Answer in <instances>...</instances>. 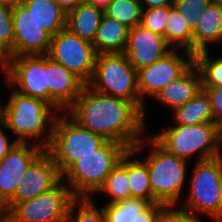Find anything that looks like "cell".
Listing matches in <instances>:
<instances>
[{
  "label": "cell",
  "instance_id": "cell-27",
  "mask_svg": "<svg viewBox=\"0 0 222 222\" xmlns=\"http://www.w3.org/2000/svg\"><path fill=\"white\" fill-rule=\"evenodd\" d=\"M151 203L140 198H129L117 203L103 205L106 222H135L137 214Z\"/></svg>",
  "mask_w": 222,
  "mask_h": 222
},
{
  "label": "cell",
  "instance_id": "cell-6",
  "mask_svg": "<svg viewBox=\"0 0 222 222\" xmlns=\"http://www.w3.org/2000/svg\"><path fill=\"white\" fill-rule=\"evenodd\" d=\"M107 140L82 127L67 112L56 116L50 145L45 149L63 175L78 158L94 153Z\"/></svg>",
  "mask_w": 222,
  "mask_h": 222
},
{
  "label": "cell",
  "instance_id": "cell-46",
  "mask_svg": "<svg viewBox=\"0 0 222 222\" xmlns=\"http://www.w3.org/2000/svg\"><path fill=\"white\" fill-rule=\"evenodd\" d=\"M2 124V113H1V109H0V125Z\"/></svg>",
  "mask_w": 222,
  "mask_h": 222
},
{
  "label": "cell",
  "instance_id": "cell-2",
  "mask_svg": "<svg viewBox=\"0 0 222 222\" xmlns=\"http://www.w3.org/2000/svg\"><path fill=\"white\" fill-rule=\"evenodd\" d=\"M10 91L6 105L2 107L0 103L4 129L11 130L18 142L32 139L31 142L46 149L58 111L45 100L22 95L14 89Z\"/></svg>",
  "mask_w": 222,
  "mask_h": 222
},
{
  "label": "cell",
  "instance_id": "cell-28",
  "mask_svg": "<svg viewBox=\"0 0 222 222\" xmlns=\"http://www.w3.org/2000/svg\"><path fill=\"white\" fill-rule=\"evenodd\" d=\"M104 14L132 29L141 23L142 6L138 0H112Z\"/></svg>",
  "mask_w": 222,
  "mask_h": 222
},
{
  "label": "cell",
  "instance_id": "cell-35",
  "mask_svg": "<svg viewBox=\"0 0 222 222\" xmlns=\"http://www.w3.org/2000/svg\"><path fill=\"white\" fill-rule=\"evenodd\" d=\"M207 93L214 117V123L219 126L222 123V87H202Z\"/></svg>",
  "mask_w": 222,
  "mask_h": 222
},
{
  "label": "cell",
  "instance_id": "cell-1",
  "mask_svg": "<svg viewBox=\"0 0 222 222\" xmlns=\"http://www.w3.org/2000/svg\"><path fill=\"white\" fill-rule=\"evenodd\" d=\"M67 111L82 127L129 149L146 133L143 113L132 102L103 95L87 85Z\"/></svg>",
  "mask_w": 222,
  "mask_h": 222
},
{
  "label": "cell",
  "instance_id": "cell-24",
  "mask_svg": "<svg viewBox=\"0 0 222 222\" xmlns=\"http://www.w3.org/2000/svg\"><path fill=\"white\" fill-rule=\"evenodd\" d=\"M96 193H105V196L108 195L109 198L111 197L108 199L107 204L131 198L128 178V151L106 177L104 184Z\"/></svg>",
  "mask_w": 222,
  "mask_h": 222
},
{
  "label": "cell",
  "instance_id": "cell-15",
  "mask_svg": "<svg viewBox=\"0 0 222 222\" xmlns=\"http://www.w3.org/2000/svg\"><path fill=\"white\" fill-rule=\"evenodd\" d=\"M27 176L17 184L14 197L7 203L10 209L17 203L49 191L62 180L57 164L46 150L27 167Z\"/></svg>",
  "mask_w": 222,
  "mask_h": 222
},
{
  "label": "cell",
  "instance_id": "cell-11",
  "mask_svg": "<svg viewBox=\"0 0 222 222\" xmlns=\"http://www.w3.org/2000/svg\"><path fill=\"white\" fill-rule=\"evenodd\" d=\"M178 50L180 49H172L163 58L137 70L138 91L144 103L146 97L154 98L167 84L179 78L194 64L191 52L185 50L182 57Z\"/></svg>",
  "mask_w": 222,
  "mask_h": 222
},
{
  "label": "cell",
  "instance_id": "cell-23",
  "mask_svg": "<svg viewBox=\"0 0 222 222\" xmlns=\"http://www.w3.org/2000/svg\"><path fill=\"white\" fill-rule=\"evenodd\" d=\"M171 112H173V124L189 126L201 123H214L209 97L203 89H200L189 102L175 108Z\"/></svg>",
  "mask_w": 222,
  "mask_h": 222
},
{
  "label": "cell",
  "instance_id": "cell-44",
  "mask_svg": "<svg viewBox=\"0 0 222 222\" xmlns=\"http://www.w3.org/2000/svg\"><path fill=\"white\" fill-rule=\"evenodd\" d=\"M218 146L220 154H222V123L218 126Z\"/></svg>",
  "mask_w": 222,
  "mask_h": 222
},
{
  "label": "cell",
  "instance_id": "cell-9",
  "mask_svg": "<svg viewBox=\"0 0 222 222\" xmlns=\"http://www.w3.org/2000/svg\"><path fill=\"white\" fill-rule=\"evenodd\" d=\"M76 198L61 180L49 191L15 204L10 209V222H66L69 207Z\"/></svg>",
  "mask_w": 222,
  "mask_h": 222
},
{
  "label": "cell",
  "instance_id": "cell-16",
  "mask_svg": "<svg viewBox=\"0 0 222 222\" xmlns=\"http://www.w3.org/2000/svg\"><path fill=\"white\" fill-rule=\"evenodd\" d=\"M48 103L58 113L67 112L86 85L73 72L46 55Z\"/></svg>",
  "mask_w": 222,
  "mask_h": 222
},
{
  "label": "cell",
  "instance_id": "cell-34",
  "mask_svg": "<svg viewBox=\"0 0 222 222\" xmlns=\"http://www.w3.org/2000/svg\"><path fill=\"white\" fill-rule=\"evenodd\" d=\"M0 42L6 46L13 57V20L12 9L0 4Z\"/></svg>",
  "mask_w": 222,
  "mask_h": 222
},
{
  "label": "cell",
  "instance_id": "cell-41",
  "mask_svg": "<svg viewBox=\"0 0 222 222\" xmlns=\"http://www.w3.org/2000/svg\"><path fill=\"white\" fill-rule=\"evenodd\" d=\"M0 222H10V208L8 204L0 200Z\"/></svg>",
  "mask_w": 222,
  "mask_h": 222
},
{
  "label": "cell",
  "instance_id": "cell-32",
  "mask_svg": "<svg viewBox=\"0 0 222 222\" xmlns=\"http://www.w3.org/2000/svg\"><path fill=\"white\" fill-rule=\"evenodd\" d=\"M211 0H174L173 6L186 16L189 27L193 30Z\"/></svg>",
  "mask_w": 222,
  "mask_h": 222
},
{
  "label": "cell",
  "instance_id": "cell-7",
  "mask_svg": "<svg viewBox=\"0 0 222 222\" xmlns=\"http://www.w3.org/2000/svg\"><path fill=\"white\" fill-rule=\"evenodd\" d=\"M184 208L194 217L210 216L222 222V157L196 161Z\"/></svg>",
  "mask_w": 222,
  "mask_h": 222
},
{
  "label": "cell",
  "instance_id": "cell-17",
  "mask_svg": "<svg viewBox=\"0 0 222 222\" xmlns=\"http://www.w3.org/2000/svg\"><path fill=\"white\" fill-rule=\"evenodd\" d=\"M172 49L163 36L155 34L139 24L129 29L128 43L124 54L130 64L138 70L163 58Z\"/></svg>",
  "mask_w": 222,
  "mask_h": 222
},
{
  "label": "cell",
  "instance_id": "cell-36",
  "mask_svg": "<svg viewBox=\"0 0 222 222\" xmlns=\"http://www.w3.org/2000/svg\"><path fill=\"white\" fill-rule=\"evenodd\" d=\"M162 205L160 203H151L145 210L136 215L135 222H156L158 209Z\"/></svg>",
  "mask_w": 222,
  "mask_h": 222
},
{
  "label": "cell",
  "instance_id": "cell-45",
  "mask_svg": "<svg viewBox=\"0 0 222 222\" xmlns=\"http://www.w3.org/2000/svg\"><path fill=\"white\" fill-rule=\"evenodd\" d=\"M211 1H212V3L218 4L219 6L222 7V0H211Z\"/></svg>",
  "mask_w": 222,
  "mask_h": 222
},
{
  "label": "cell",
  "instance_id": "cell-5",
  "mask_svg": "<svg viewBox=\"0 0 222 222\" xmlns=\"http://www.w3.org/2000/svg\"><path fill=\"white\" fill-rule=\"evenodd\" d=\"M86 85L103 95L132 102L146 120V104L138 91L137 70L124 53L98 54L93 76Z\"/></svg>",
  "mask_w": 222,
  "mask_h": 222
},
{
  "label": "cell",
  "instance_id": "cell-12",
  "mask_svg": "<svg viewBox=\"0 0 222 222\" xmlns=\"http://www.w3.org/2000/svg\"><path fill=\"white\" fill-rule=\"evenodd\" d=\"M4 77L8 88L10 87L22 95L48 102L46 55L12 57Z\"/></svg>",
  "mask_w": 222,
  "mask_h": 222
},
{
  "label": "cell",
  "instance_id": "cell-26",
  "mask_svg": "<svg viewBox=\"0 0 222 222\" xmlns=\"http://www.w3.org/2000/svg\"><path fill=\"white\" fill-rule=\"evenodd\" d=\"M165 40L173 49H184L193 54V34L186 16L174 6L169 10Z\"/></svg>",
  "mask_w": 222,
  "mask_h": 222
},
{
  "label": "cell",
  "instance_id": "cell-31",
  "mask_svg": "<svg viewBox=\"0 0 222 222\" xmlns=\"http://www.w3.org/2000/svg\"><path fill=\"white\" fill-rule=\"evenodd\" d=\"M172 7L173 5H168L161 8L142 9L140 25L165 38L168 14Z\"/></svg>",
  "mask_w": 222,
  "mask_h": 222
},
{
  "label": "cell",
  "instance_id": "cell-30",
  "mask_svg": "<svg viewBox=\"0 0 222 222\" xmlns=\"http://www.w3.org/2000/svg\"><path fill=\"white\" fill-rule=\"evenodd\" d=\"M66 222H106V217L103 208L99 209L92 198L77 197L69 207Z\"/></svg>",
  "mask_w": 222,
  "mask_h": 222
},
{
  "label": "cell",
  "instance_id": "cell-3",
  "mask_svg": "<svg viewBox=\"0 0 222 222\" xmlns=\"http://www.w3.org/2000/svg\"><path fill=\"white\" fill-rule=\"evenodd\" d=\"M145 145L151 147V152L146 155L144 162L148 167L155 203L178 205L188 174V162L168 152L152 136L143 138L132 150L140 153Z\"/></svg>",
  "mask_w": 222,
  "mask_h": 222
},
{
  "label": "cell",
  "instance_id": "cell-37",
  "mask_svg": "<svg viewBox=\"0 0 222 222\" xmlns=\"http://www.w3.org/2000/svg\"><path fill=\"white\" fill-rule=\"evenodd\" d=\"M3 128H5V125L2 123L0 125V161L9 153L13 146L18 143L16 139L10 141Z\"/></svg>",
  "mask_w": 222,
  "mask_h": 222
},
{
  "label": "cell",
  "instance_id": "cell-40",
  "mask_svg": "<svg viewBox=\"0 0 222 222\" xmlns=\"http://www.w3.org/2000/svg\"><path fill=\"white\" fill-rule=\"evenodd\" d=\"M58 5L66 12H70L74 8H77L81 3L86 2V0H55Z\"/></svg>",
  "mask_w": 222,
  "mask_h": 222
},
{
  "label": "cell",
  "instance_id": "cell-14",
  "mask_svg": "<svg viewBox=\"0 0 222 222\" xmlns=\"http://www.w3.org/2000/svg\"><path fill=\"white\" fill-rule=\"evenodd\" d=\"M32 144V145H31ZM45 149L38 144L18 142L0 161V200L8 203L15 195L17 184L28 178L27 167Z\"/></svg>",
  "mask_w": 222,
  "mask_h": 222
},
{
  "label": "cell",
  "instance_id": "cell-25",
  "mask_svg": "<svg viewBox=\"0 0 222 222\" xmlns=\"http://www.w3.org/2000/svg\"><path fill=\"white\" fill-rule=\"evenodd\" d=\"M137 155V151L128 150V178L131 198H140L155 203L147 164L142 159H136Z\"/></svg>",
  "mask_w": 222,
  "mask_h": 222
},
{
  "label": "cell",
  "instance_id": "cell-19",
  "mask_svg": "<svg viewBox=\"0 0 222 222\" xmlns=\"http://www.w3.org/2000/svg\"><path fill=\"white\" fill-rule=\"evenodd\" d=\"M193 55L209 50L208 45L222 43V7L210 3L192 30Z\"/></svg>",
  "mask_w": 222,
  "mask_h": 222
},
{
  "label": "cell",
  "instance_id": "cell-39",
  "mask_svg": "<svg viewBox=\"0 0 222 222\" xmlns=\"http://www.w3.org/2000/svg\"><path fill=\"white\" fill-rule=\"evenodd\" d=\"M142 9L161 8L168 5H173L174 0H138Z\"/></svg>",
  "mask_w": 222,
  "mask_h": 222
},
{
  "label": "cell",
  "instance_id": "cell-20",
  "mask_svg": "<svg viewBox=\"0 0 222 222\" xmlns=\"http://www.w3.org/2000/svg\"><path fill=\"white\" fill-rule=\"evenodd\" d=\"M128 36V27L103 14L93 45L97 54L124 53Z\"/></svg>",
  "mask_w": 222,
  "mask_h": 222
},
{
  "label": "cell",
  "instance_id": "cell-13",
  "mask_svg": "<svg viewBox=\"0 0 222 222\" xmlns=\"http://www.w3.org/2000/svg\"><path fill=\"white\" fill-rule=\"evenodd\" d=\"M13 57L21 55H47L52 35L35 20L31 12L20 4L12 9Z\"/></svg>",
  "mask_w": 222,
  "mask_h": 222
},
{
  "label": "cell",
  "instance_id": "cell-21",
  "mask_svg": "<svg viewBox=\"0 0 222 222\" xmlns=\"http://www.w3.org/2000/svg\"><path fill=\"white\" fill-rule=\"evenodd\" d=\"M104 11L88 2L67 13L66 29L79 38L94 43Z\"/></svg>",
  "mask_w": 222,
  "mask_h": 222
},
{
  "label": "cell",
  "instance_id": "cell-29",
  "mask_svg": "<svg viewBox=\"0 0 222 222\" xmlns=\"http://www.w3.org/2000/svg\"><path fill=\"white\" fill-rule=\"evenodd\" d=\"M208 51L194 55V64L200 71L202 87H222V56L211 57Z\"/></svg>",
  "mask_w": 222,
  "mask_h": 222
},
{
  "label": "cell",
  "instance_id": "cell-43",
  "mask_svg": "<svg viewBox=\"0 0 222 222\" xmlns=\"http://www.w3.org/2000/svg\"><path fill=\"white\" fill-rule=\"evenodd\" d=\"M23 0H0V4L10 9L22 4Z\"/></svg>",
  "mask_w": 222,
  "mask_h": 222
},
{
  "label": "cell",
  "instance_id": "cell-38",
  "mask_svg": "<svg viewBox=\"0 0 222 222\" xmlns=\"http://www.w3.org/2000/svg\"><path fill=\"white\" fill-rule=\"evenodd\" d=\"M11 60L12 56L9 49L0 42V69L4 75L9 69Z\"/></svg>",
  "mask_w": 222,
  "mask_h": 222
},
{
  "label": "cell",
  "instance_id": "cell-8",
  "mask_svg": "<svg viewBox=\"0 0 222 222\" xmlns=\"http://www.w3.org/2000/svg\"><path fill=\"white\" fill-rule=\"evenodd\" d=\"M152 137L168 152L186 161L197 154L196 161L220 156L218 126L215 123L173 124Z\"/></svg>",
  "mask_w": 222,
  "mask_h": 222
},
{
  "label": "cell",
  "instance_id": "cell-18",
  "mask_svg": "<svg viewBox=\"0 0 222 222\" xmlns=\"http://www.w3.org/2000/svg\"><path fill=\"white\" fill-rule=\"evenodd\" d=\"M202 89L201 74L193 64L183 75L167 84L153 99L170 111L189 102Z\"/></svg>",
  "mask_w": 222,
  "mask_h": 222
},
{
  "label": "cell",
  "instance_id": "cell-4",
  "mask_svg": "<svg viewBox=\"0 0 222 222\" xmlns=\"http://www.w3.org/2000/svg\"><path fill=\"white\" fill-rule=\"evenodd\" d=\"M128 150L121 143L107 140L94 153L78 158L62 175V180L76 197L92 198Z\"/></svg>",
  "mask_w": 222,
  "mask_h": 222
},
{
  "label": "cell",
  "instance_id": "cell-22",
  "mask_svg": "<svg viewBox=\"0 0 222 222\" xmlns=\"http://www.w3.org/2000/svg\"><path fill=\"white\" fill-rule=\"evenodd\" d=\"M22 4L52 36L66 28L67 13L55 0H23Z\"/></svg>",
  "mask_w": 222,
  "mask_h": 222
},
{
  "label": "cell",
  "instance_id": "cell-10",
  "mask_svg": "<svg viewBox=\"0 0 222 222\" xmlns=\"http://www.w3.org/2000/svg\"><path fill=\"white\" fill-rule=\"evenodd\" d=\"M97 52L92 43L79 38L68 29L52 36L47 56L73 72L87 84L94 72Z\"/></svg>",
  "mask_w": 222,
  "mask_h": 222
},
{
  "label": "cell",
  "instance_id": "cell-33",
  "mask_svg": "<svg viewBox=\"0 0 222 222\" xmlns=\"http://www.w3.org/2000/svg\"><path fill=\"white\" fill-rule=\"evenodd\" d=\"M178 206L177 204L162 205L158 209L156 222H202L185 208L181 206L178 208Z\"/></svg>",
  "mask_w": 222,
  "mask_h": 222
},
{
  "label": "cell",
  "instance_id": "cell-42",
  "mask_svg": "<svg viewBox=\"0 0 222 222\" xmlns=\"http://www.w3.org/2000/svg\"><path fill=\"white\" fill-rule=\"evenodd\" d=\"M111 1L112 0H86L89 4H92L103 11L108 7Z\"/></svg>",
  "mask_w": 222,
  "mask_h": 222
}]
</instances>
